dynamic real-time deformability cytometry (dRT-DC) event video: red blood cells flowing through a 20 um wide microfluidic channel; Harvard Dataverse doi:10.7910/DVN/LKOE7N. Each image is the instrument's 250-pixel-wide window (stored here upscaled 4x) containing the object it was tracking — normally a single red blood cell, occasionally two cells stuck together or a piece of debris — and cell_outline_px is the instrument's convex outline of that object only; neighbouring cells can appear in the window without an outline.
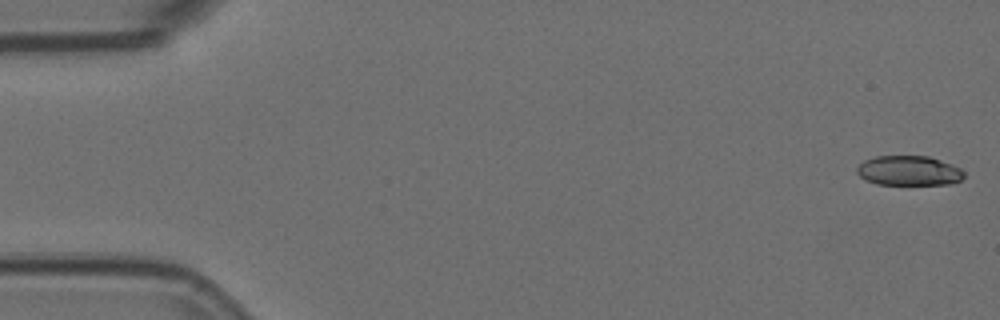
{"species": "Egyptian fruit bat (a non-hibernating species)", "species_latin": "Rousettus aegyptiacus", "temperature_condition": "room temperature", "stored_images_in_passage": 6, "camera_frame_rate_fps": 3000, "um_per_image_px": 0.085, "animal": {"sex": "female"}, "frame": {"image": 1, "passage_image": 1, "time_ms": 0.0, "image_size_px": [1000, 320], "cell_outline_px": [[964, 176], [960, 180], [948, 184], [876, 184], [864, 180], [856, 172], [856, 168], [864, 160], [876, 156], [928, 156], [952, 164], [960, 168], [964, 172]], "centroid_in_image_um": [77.23, 14.5], "position_along_channel_um": 7.8, "area_um2": 18.55}}
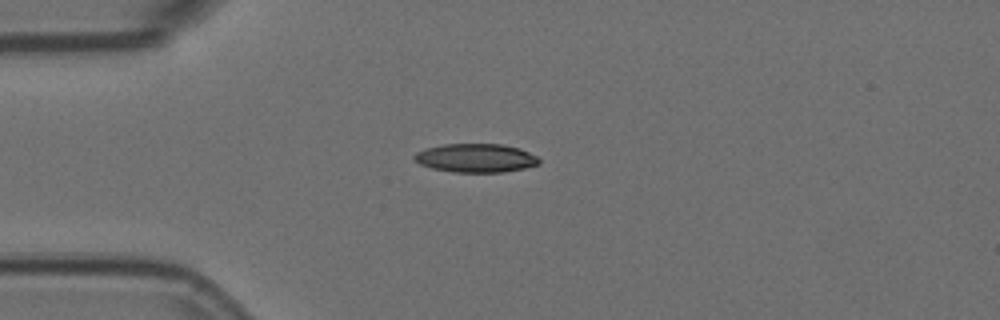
{"frame": {"image": 2, "passage_image": 4, "time_ms": 1.0, "image_size_px": [1000, 320], "cell_outline_px": [[540, 164], [524, 168], [504, 172], [452, 172], [432, 168], [420, 164], [412, 156], [416, 152], [424, 148], [444, 144], [504, 144], [520, 148], [536, 156], [540, 160]], "centroid_in_image_um": [40.44, 13.42], "position_along_channel_um": 44.6, "area_um2": 20.92}}
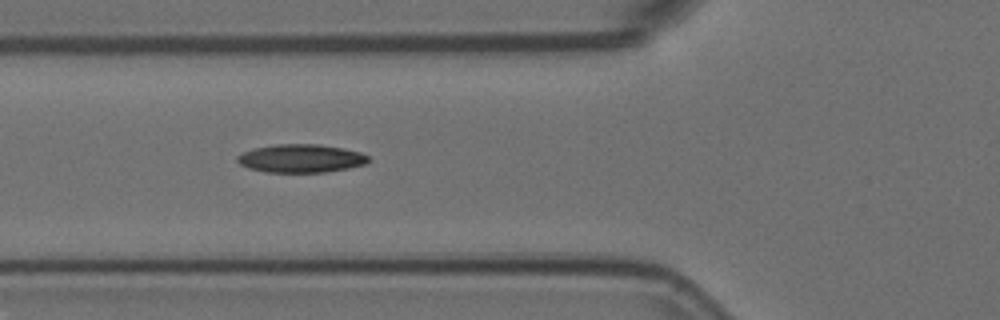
{"frame": {"image": 3, "passage_image": 6, "time_ms": 1.667, "image_size_px": [1000, 320], "cell_outline_px": [[372, 160], [364, 164], [348, 168], [324, 172], [264, 172], [248, 168], [240, 164], [236, 160], [236, 156], [252, 148], [276, 144], [320, 144], [360, 152], [368, 156]], "centroid_in_image_um": [25.55, 13.46], "position_along_channel_um": 100.2, "area_um2": 21.62}}